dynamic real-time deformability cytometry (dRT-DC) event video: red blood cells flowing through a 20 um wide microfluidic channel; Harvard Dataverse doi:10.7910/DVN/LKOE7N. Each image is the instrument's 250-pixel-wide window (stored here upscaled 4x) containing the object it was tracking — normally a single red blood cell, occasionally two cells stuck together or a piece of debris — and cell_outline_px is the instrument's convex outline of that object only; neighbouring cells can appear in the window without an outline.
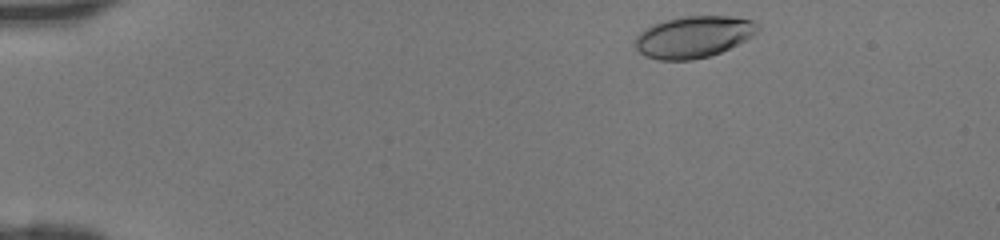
{"species": "human", "species_latin": "Homo sapiens", "temperature_condition": "room temperature", "stored_images_in_passage": 41, "camera_frame_rate_fps": 3000, "um_per_image_px": 0.085, "donor": {"sex": "female"}, "frame": {"image": 1, "passage_image": 2, "time_ms": 0.333, "image_size_px": [1000, 240], "cell_outline_px": [[760, 28], [752, 36], [720, 52], [708, 56], [692, 60], [656, 60], [644, 56], [636, 48], [636, 36], [644, 28], [652, 24], [684, 16], [728, 16], [752, 20]], "centroid_in_image_um": [58.91, 3.14], "position_along_channel_um": 26.1, "area_um2": 29.48}}
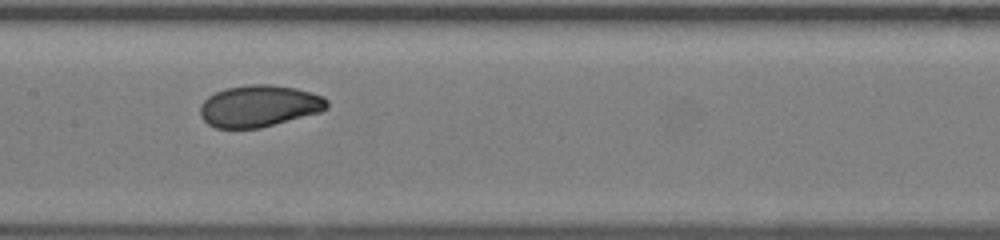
{"frame": {"image": 2, "passage_image": 19, "time_ms": 6.0, "image_size_px": [1000, 240], "cell_outline_px": [[328, 108], [320, 112], [260, 128], [216, 128], [208, 124], [200, 116], [200, 104], [208, 96], [216, 92], [228, 88], [252, 84], [268, 84], [296, 88], [312, 92], [324, 96], [328, 100]], "centroid_in_image_um": [22.04, 9.01], "position_along_channel_um": 185.4, "area_um2": 30.87}}
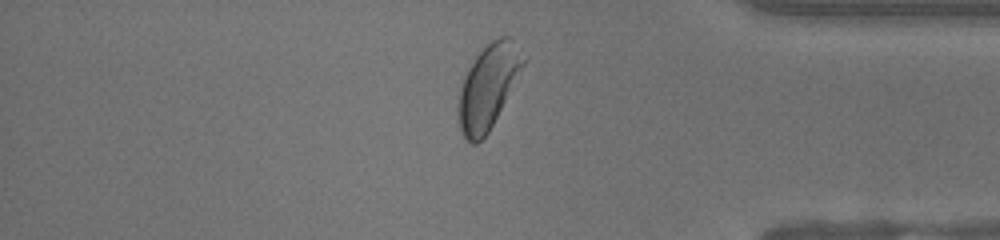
{"frame": {"image": 3, "passage_image": 34, "time_ms": 11.0, "image_size_px": [1000, 240], "cell_outline_px": [[528, 56], [524, 64], [488, 132], [476, 144], [472, 144], [460, 132], [456, 116], [456, 108], [460, 88], [464, 76], [468, 68], [476, 56], [492, 40], [500, 36], [512, 36]], "centroid_in_image_um": [41.48, 7.33], "position_along_channel_um": 393.7, "area_um2": 31.85}}